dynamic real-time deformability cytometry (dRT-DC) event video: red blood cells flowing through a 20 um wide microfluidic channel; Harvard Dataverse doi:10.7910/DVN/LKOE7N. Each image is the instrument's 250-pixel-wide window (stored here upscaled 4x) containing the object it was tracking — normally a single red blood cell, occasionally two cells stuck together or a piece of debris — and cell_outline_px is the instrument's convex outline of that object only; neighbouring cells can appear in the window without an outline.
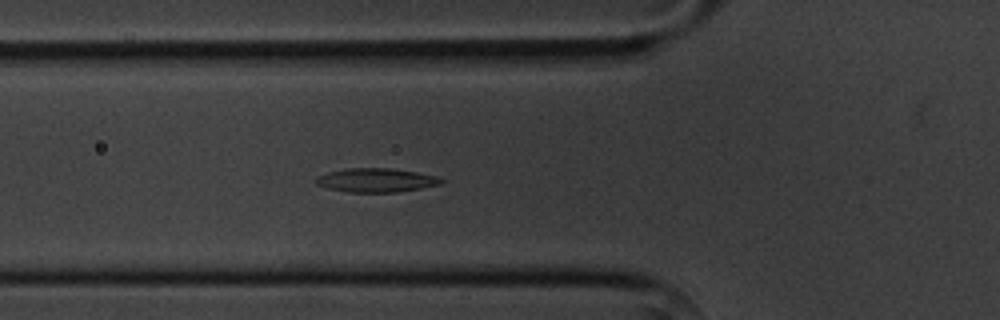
{"species": "common noctule bat (a hibernating species)", "species_latin": "Nyctalus noctula", "temperature_condition": "cold", "stored_images_in_passage": 5, "camera_frame_rate_fps": 3000, "um_per_image_px": 0.085, "animal": {"sex": "male", "body_mass_g": 20.1, "forearm_length_mm": 53.5}, "frame": {"image": 1, "passage_image": 5, "time_ms": 4.667, "image_size_px": [1000, 320], "cell_outline_px": [[444, 180], [440, 184], [420, 188], [396, 192], [348, 192], [328, 188], [316, 184], [312, 180], [316, 176], [328, 172], [348, 168], [392, 168], [416, 172], [436, 176]], "centroid_in_image_um": [31.91, 15.31], "position_along_channel_um": 93.9, "area_um2": 17.4}}